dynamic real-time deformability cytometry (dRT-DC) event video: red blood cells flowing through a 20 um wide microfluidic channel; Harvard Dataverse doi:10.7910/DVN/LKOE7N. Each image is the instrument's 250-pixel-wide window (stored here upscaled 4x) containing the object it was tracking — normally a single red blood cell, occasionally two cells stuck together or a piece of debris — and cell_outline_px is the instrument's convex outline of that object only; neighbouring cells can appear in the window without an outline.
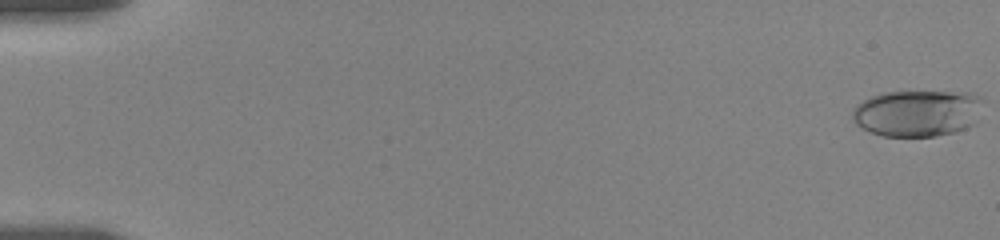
{"species": "human", "species_latin": "Homo sapiens", "temperature_condition": "room temperature", "stored_images_in_passage": 62, "camera_frame_rate_fps": 3000, "um_per_image_px": 0.085, "donor": {"sex": "female"}, "frame": {"image": 1, "passage_image": 1, "time_ms": 0.0, "image_size_px": [1000, 240], "cell_outline_px": [[984, 100], [976, 120], [968, 128], [956, 132], [936, 136], [884, 136], [872, 132], [856, 124], [852, 116], [852, 108], [856, 104], [880, 92], [968, 92], [980, 96]], "centroid_in_image_um": [77.99, 9.61], "position_along_channel_um": 7.0, "area_um2": 35.6}}
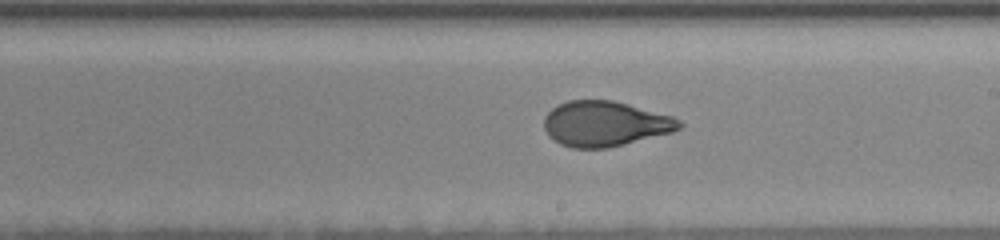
{"frame": {"image": 2, "passage_image": 37, "time_ms": 11.333, "image_size_px": [1000, 240], "cell_outline_px": [[684, 124], [680, 128], [672, 132], [608, 148], [572, 148], [560, 144], [548, 136], [544, 128], [544, 116], [552, 108], [568, 100], [612, 100], [628, 104], [672, 116], [680, 120]], "centroid_in_image_um": [51.41, 10.52], "position_along_channel_um": 237.6, "area_um2": 35.6}}
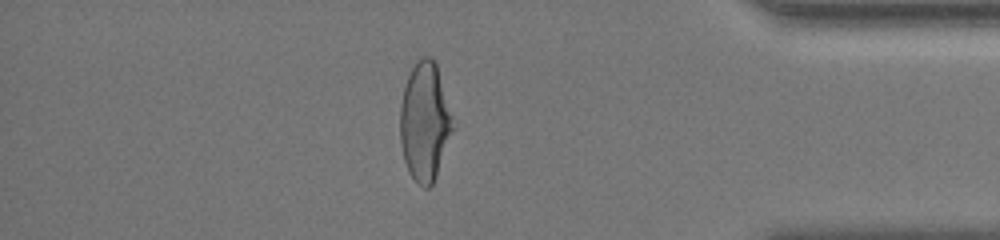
{"frame": {"image": 3, "passage_image": 54, "time_ms": 16.667, "image_size_px": [1000, 240], "cell_outline_px": [[456, 128], [436, 176], [432, 184], [428, 188], [424, 188], [416, 184], [408, 172], [404, 160], [400, 144], [400, 104], [404, 88], [408, 76], [416, 60], [420, 56], [428, 56], [436, 64]], "centroid_in_image_um": [36.11, 10.4], "position_along_channel_um": 399.1, "area_um2": 36.88}}